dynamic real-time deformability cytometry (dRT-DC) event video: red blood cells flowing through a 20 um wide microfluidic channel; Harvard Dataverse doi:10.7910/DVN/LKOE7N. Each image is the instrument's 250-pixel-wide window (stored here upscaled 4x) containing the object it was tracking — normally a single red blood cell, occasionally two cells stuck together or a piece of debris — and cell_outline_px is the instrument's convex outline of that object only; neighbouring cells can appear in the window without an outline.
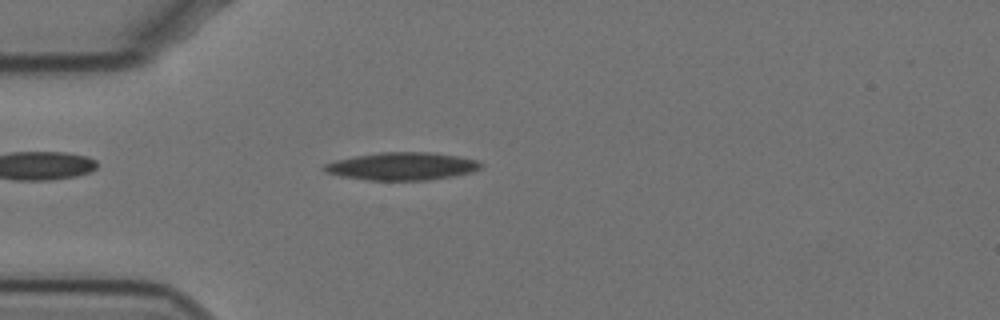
{"species": "Egyptian fruit bat (a non-hibernating species)", "species_latin": "Rousettus aegyptiacus", "temperature_condition": "cold", "stored_images_in_passage": 56, "camera_frame_rate_fps": 3000, "um_per_image_px": 0.085, "animal": {"sex": "female"}, "frame": {"image": 1, "passage_image": 14, "time_ms": 4.333, "image_size_px": [1000, 320], "cell_outline_px": [[484, 164], [480, 168], [472, 172], [452, 176], [428, 180], [368, 180], [340, 176], [324, 172], [320, 168], [324, 164], [336, 160], [356, 156], [380, 152], [428, 152], [460, 156], [476, 160]], "centroid_in_image_um": [34.15, 14.13], "position_along_channel_um": 50.8, "area_um2": 25.37}}
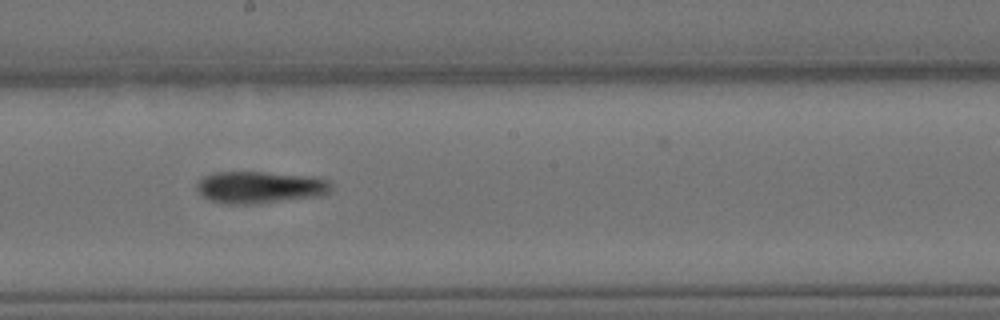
{"frame": {"image": 2, "passage_image": 30, "time_ms": 9.667, "image_size_px": [1000, 320], "cell_outline_px": [[332, 192], [324, 196], [260, 204], [220, 204], [208, 200], [196, 188], [196, 184], [204, 176], [212, 172], [264, 172], [312, 176], [328, 180], [332, 184]], "centroid_in_image_um": [22.15, 15.94], "position_along_channel_um": 226.1, "area_um2": 25.72}}
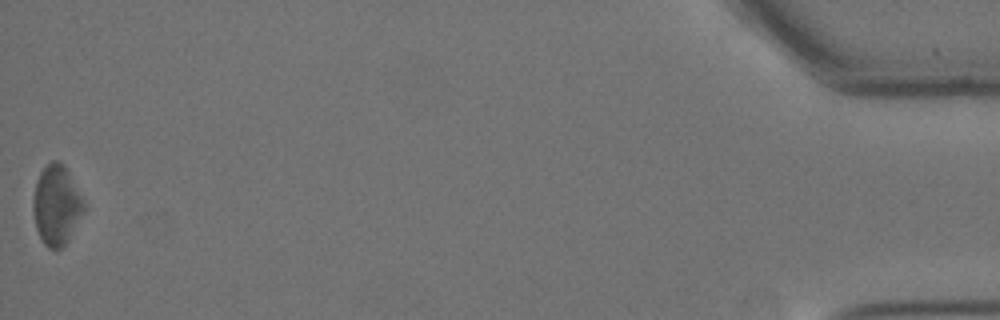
{"frame": {"image": 3, "passage_image": 56, "time_ms": 18.333, "image_size_px": [1000, 320], "cell_outline_px": [[84, 208], [68, 240], [60, 248], [48, 248], [44, 244], [36, 228], [32, 208], [32, 200], [36, 180], [40, 172], [52, 160], [60, 160], [64, 164], [84, 200]], "centroid_in_image_um": [4.77, 17.4], "position_along_channel_um": 430.4, "area_um2": 23.35}, "authors_computed_cell_mechanics": {"area_um2": 24.8251, "velocity_mm_per_s": 3.4663, "shape_relaxation_time_tau1_ms": 7.6305, "shape_relaxation_time_tau2_ms": null, "deformation_change_tau1": 0.1643, "deformation_change_tau2": null}}